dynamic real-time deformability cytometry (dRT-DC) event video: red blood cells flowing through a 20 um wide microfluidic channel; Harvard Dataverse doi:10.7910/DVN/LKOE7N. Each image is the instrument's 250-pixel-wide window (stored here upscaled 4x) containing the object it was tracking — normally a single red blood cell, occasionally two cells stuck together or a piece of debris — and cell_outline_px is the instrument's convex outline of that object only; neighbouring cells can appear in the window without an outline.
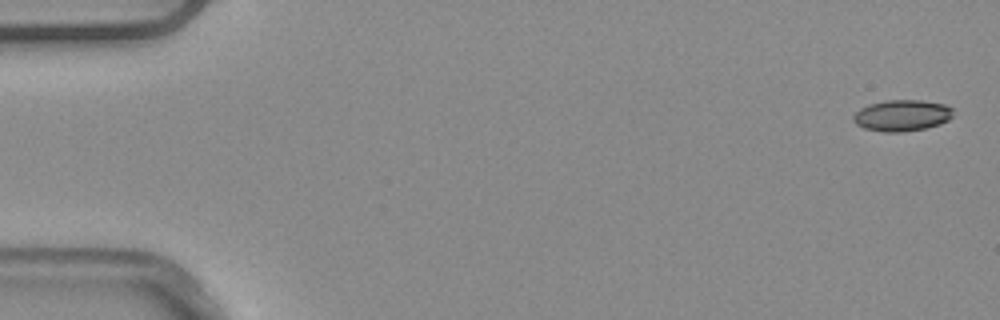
{"species": "common noctule bat (a hibernating species)", "species_latin": "Nyctalus noctula", "temperature_condition": "warm", "stored_images_in_passage": 5, "camera_frame_rate_fps": 3000, "um_per_image_px": 0.085, "animal": {"sex": "male", "body_mass_g": 20.4}, "frame": {"image": 1, "passage_image": 1, "time_ms": 0.0, "image_size_px": [1000, 320], "cell_outline_px": [[952, 116], [948, 120], [940, 124], [924, 128], [900, 132], [884, 132], [864, 128], [856, 124], [852, 120], [852, 116], [860, 108], [868, 104], [884, 100], [920, 100], [944, 104], [952, 108]], "centroid_in_image_um": [76.63, 9.81], "position_along_channel_um": 8.4, "area_um2": 18.21}}
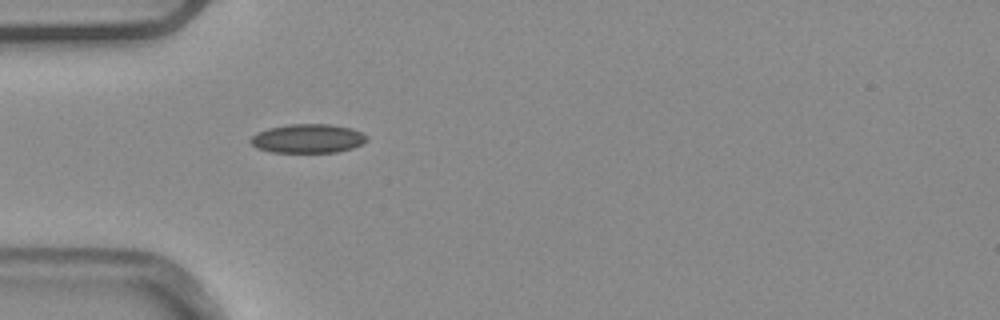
{"frame": {"image": 2, "passage_image": 5, "time_ms": 1.333, "image_size_px": [1000, 320], "cell_outline_px": [[368, 140], [364, 144], [352, 148], [336, 152], [272, 152], [256, 148], [248, 140], [256, 132], [268, 128], [288, 124], [332, 124], [352, 128], [368, 136]], "centroid_in_image_um": [26.17, 11.77], "position_along_channel_um": 58.8, "area_um2": 19.83}}